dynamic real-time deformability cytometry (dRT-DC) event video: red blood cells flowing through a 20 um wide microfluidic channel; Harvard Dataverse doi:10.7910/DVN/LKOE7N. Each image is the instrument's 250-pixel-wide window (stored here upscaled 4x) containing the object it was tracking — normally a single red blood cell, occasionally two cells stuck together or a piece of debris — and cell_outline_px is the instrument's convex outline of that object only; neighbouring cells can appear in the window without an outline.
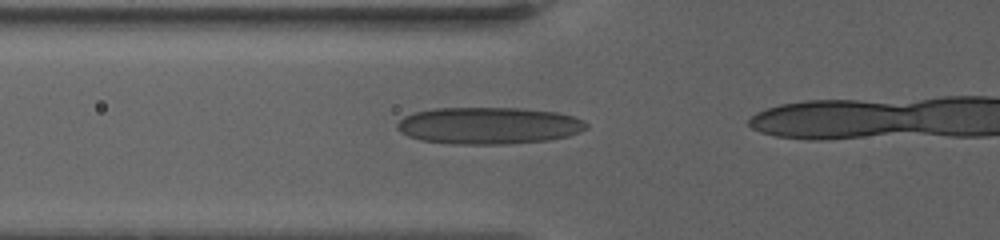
{"species": "human", "species_latin": "Homo sapiens", "temperature_condition": "warm", "stored_images_in_passage": 11, "segment_of_instrument_passage": [1, 2], "camera_frame_rate_fps": 3000, "um_per_image_px": 0.085, "donor": {"sex": "female"}, "frame": {"image": 1, "passage_image": 5, "time_ms": 2.667, "image_size_px": [1000, 240], "cell_outline_px": [[588, 128], [580, 132], [568, 136], [548, 140], [504, 144], [452, 144], [420, 140], [408, 136], [400, 132], [396, 128], [396, 124], [404, 116], [416, 112], [436, 108], [520, 108], [556, 112], [572, 116], [584, 120], [588, 124]], "centroid_in_image_um": [41.54, 10.68], "position_along_channel_um": 84.3, "area_um2": 40.81}}
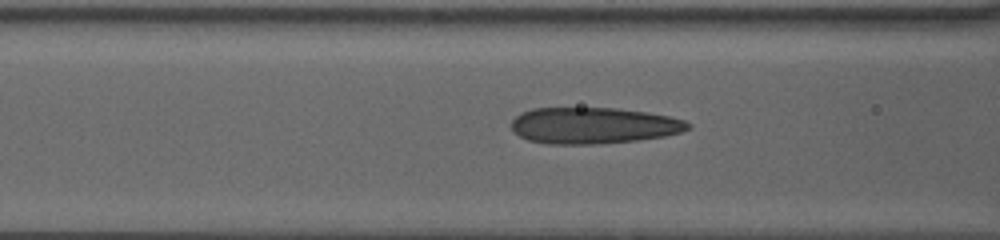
{"frame": {"image": 2, "passage_image": 8, "time_ms": 3.667, "image_size_px": [1000, 240], "cell_outline_px": [[692, 124], [688, 128], [680, 132], [664, 136], [636, 140], [596, 144], [548, 144], [528, 140], [520, 136], [512, 128], [512, 120], [520, 112], [532, 108], [616, 108], [648, 112], [668, 116], [684, 120]], "centroid_in_image_um": [50.42, 10.66], "position_along_channel_um": 116.2, "area_um2": 37.28}}